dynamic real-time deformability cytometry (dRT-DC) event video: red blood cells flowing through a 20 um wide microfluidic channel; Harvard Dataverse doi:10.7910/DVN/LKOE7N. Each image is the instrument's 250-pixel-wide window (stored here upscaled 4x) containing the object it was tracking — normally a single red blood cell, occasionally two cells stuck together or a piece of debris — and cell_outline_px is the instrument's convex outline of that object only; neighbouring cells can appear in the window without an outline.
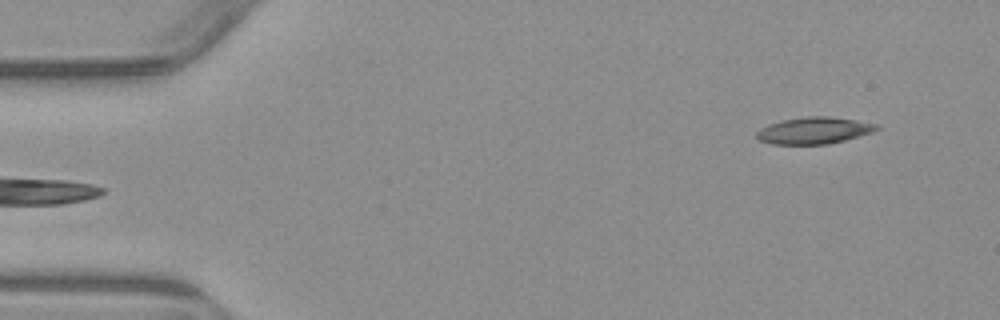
{"species": "common noctule bat (a hibernating species)", "species_latin": "Nyctalus noctula", "temperature_condition": "warm", "stored_images_in_passage": 6, "camera_frame_rate_fps": 3000, "um_per_image_px": 0.085, "animal": {"sex": "male", "body_mass_g": 23.1, "forearm_length_mm": 52.7}, "frame": {"image": 1, "passage_image": 6, "time_ms": 6.0, "image_size_px": [1000, 320], "cell_outline_px": [[880, 128], [872, 132], [844, 140], [828, 144], [772, 144], [760, 140], [756, 136], [756, 132], [760, 128], [768, 124], [780, 120], [808, 116], [828, 116], [856, 120], [880, 124]], "centroid_in_image_um": [69.19, 11.08], "position_along_channel_um": 15.8, "area_um2": 18.73}}